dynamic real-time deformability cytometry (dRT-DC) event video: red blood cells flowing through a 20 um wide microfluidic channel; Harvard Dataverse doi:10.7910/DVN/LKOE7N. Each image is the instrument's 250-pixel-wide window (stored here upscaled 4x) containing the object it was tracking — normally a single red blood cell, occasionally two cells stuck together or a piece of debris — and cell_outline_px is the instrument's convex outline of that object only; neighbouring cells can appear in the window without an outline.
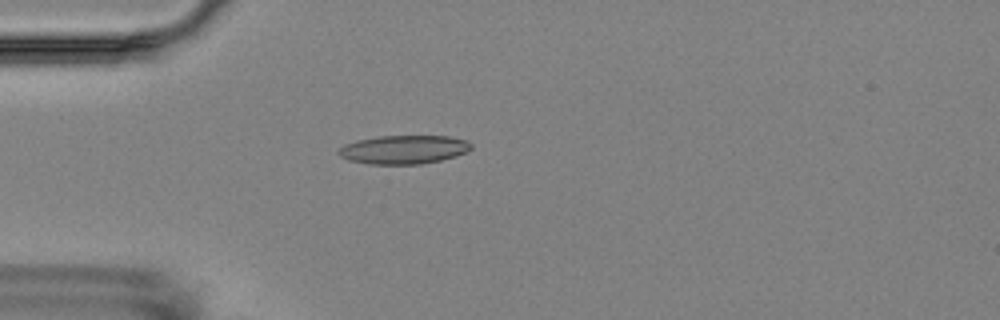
{"species": "Egyptian fruit bat (a non-hibernating species)", "species_latin": "Rousettus aegyptiacus", "temperature_condition": "room temperature", "stored_images_in_passage": 6, "camera_frame_rate_fps": 3000, "um_per_image_px": 0.085, "animal": {"sex": "female"}, "frame": {"image": 1, "passage_image": 5, "time_ms": 4.667, "image_size_px": [1000, 320], "cell_outline_px": [[472, 148], [468, 152], [456, 156], [440, 160], [420, 164], [368, 164], [348, 160], [340, 156], [336, 152], [344, 144], [356, 140], [380, 136], [448, 136], [464, 140], [472, 144]], "centroid_in_image_um": [34.3, 12.71], "position_along_channel_um": 50.7, "area_um2": 22.2}}